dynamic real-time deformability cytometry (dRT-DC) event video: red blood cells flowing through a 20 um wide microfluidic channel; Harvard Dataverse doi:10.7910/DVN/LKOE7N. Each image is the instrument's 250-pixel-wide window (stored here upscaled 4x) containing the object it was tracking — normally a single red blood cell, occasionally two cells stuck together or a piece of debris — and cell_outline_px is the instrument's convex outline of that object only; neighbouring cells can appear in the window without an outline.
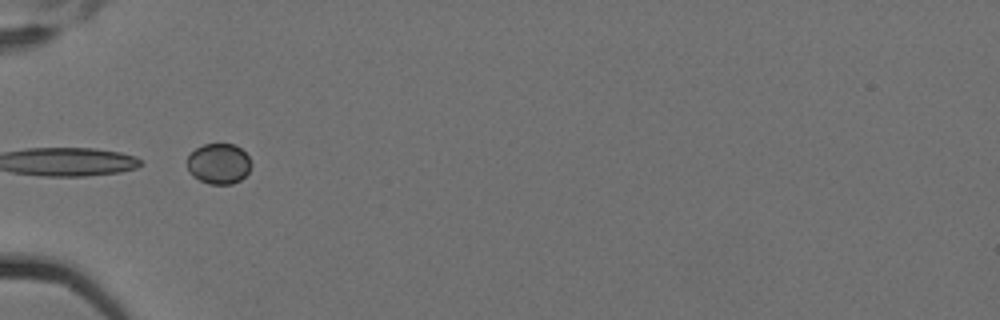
{"species": "Egyptian fruit bat (a non-hibernating species)", "species_latin": "Rousettus aegyptiacus", "temperature_condition": "cold", "stored_images_in_passage": 7, "camera_frame_rate_fps": 3000, "um_per_image_px": 0.085, "animal": {"sex": "female"}, "frame": {"image": 1, "passage_image": 6, "time_ms": 1.667, "image_size_px": [1000, 320], "cell_outline_px": [[252, 164], [248, 172], [240, 180], [232, 184], [208, 184], [192, 176], [188, 172], [188, 156], [196, 148], [204, 144], [236, 144], [248, 156]], "centroid_in_image_um": [18.59, 13.92], "position_along_channel_um": 66.4, "area_um2": 15.14}}
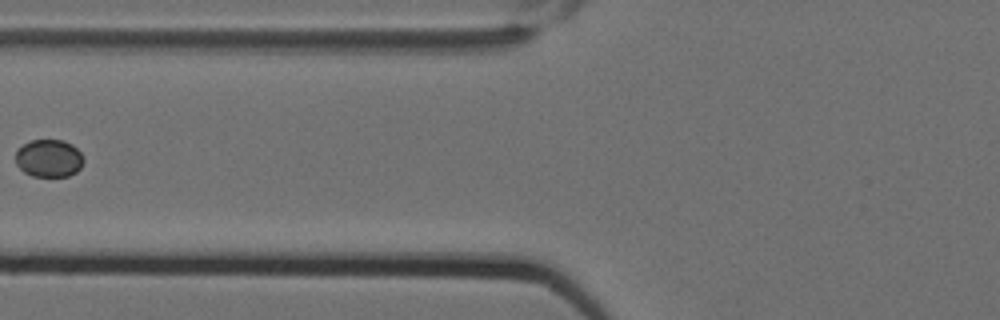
{"frame": {"image": 2, "passage_image": 7, "time_ms": 2.0, "image_size_px": [1000, 320], "cell_outline_px": [[84, 160], [80, 168], [76, 172], [68, 176], [32, 176], [24, 172], [16, 164], [16, 148], [32, 140], [64, 140], [72, 144], [80, 152]], "centroid_in_image_um": [4.15, 13.45], "position_along_channel_um": 121.7, "area_um2": 14.97}}